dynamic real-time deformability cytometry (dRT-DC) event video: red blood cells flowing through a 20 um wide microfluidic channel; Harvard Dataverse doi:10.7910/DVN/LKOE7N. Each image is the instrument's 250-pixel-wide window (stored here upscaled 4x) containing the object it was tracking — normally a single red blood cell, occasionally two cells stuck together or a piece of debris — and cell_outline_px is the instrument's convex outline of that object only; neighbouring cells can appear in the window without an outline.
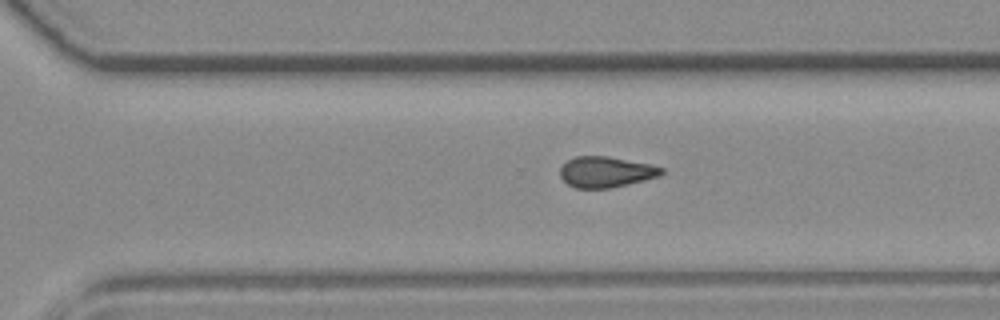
{"species": "common noctule bat (a hibernating species)", "species_latin": "Nyctalus noctula", "temperature_condition": "room temperature", "stored_images_in_passage": 16, "camera_frame_rate_fps": 3000, "um_per_image_px": 0.085, "animal": {"sex": "female", "body_mass_g": 19.3, "forearm_length_mm": 54.1}, "frame": {"image": 1, "passage_image": 14, "time_ms": 4.333, "image_size_px": [1000, 320], "cell_outline_px": [[664, 172], [660, 176], [628, 184], [608, 188], [576, 188], [568, 184], [560, 176], [560, 168], [568, 160], [576, 156], [608, 156], [652, 164], [664, 168]], "centroid_in_image_um": [51.53, 14.61], "position_along_channel_um": 319.1, "area_um2": 18.21}}